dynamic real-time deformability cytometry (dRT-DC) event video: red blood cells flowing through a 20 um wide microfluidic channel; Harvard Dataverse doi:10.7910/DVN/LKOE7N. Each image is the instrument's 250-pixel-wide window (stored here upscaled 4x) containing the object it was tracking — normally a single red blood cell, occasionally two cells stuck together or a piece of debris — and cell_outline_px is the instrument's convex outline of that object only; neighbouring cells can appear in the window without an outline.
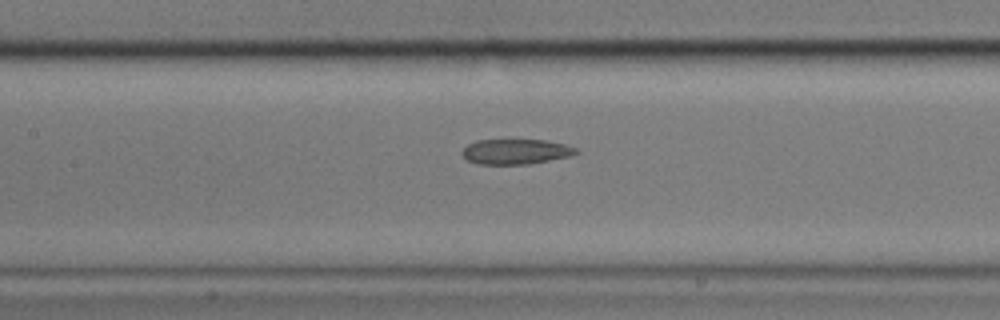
{"species": "common noctule bat (a hibernating species)", "species_latin": "Nyctalus noctula", "temperature_condition": "cold", "stored_images_in_passage": 7, "segment_of_instrument_passage": [2, 2], "camera_frame_rate_fps": 3000, "um_per_image_px": 0.085, "animal": {"sex": "male", "body_mass_g": 17.9}, "frame": {"image": 1, "passage_image": 7, "time_ms": 7.0, "image_size_px": [1000, 320], "cell_outline_px": [[580, 152], [568, 156], [528, 164], [476, 164], [468, 160], [460, 152], [468, 144], [476, 140], [544, 140], [564, 144], [576, 148]], "centroid_in_image_um": [43.8, 12.88], "position_along_channel_um": 163.6, "area_um2": 16.53}}